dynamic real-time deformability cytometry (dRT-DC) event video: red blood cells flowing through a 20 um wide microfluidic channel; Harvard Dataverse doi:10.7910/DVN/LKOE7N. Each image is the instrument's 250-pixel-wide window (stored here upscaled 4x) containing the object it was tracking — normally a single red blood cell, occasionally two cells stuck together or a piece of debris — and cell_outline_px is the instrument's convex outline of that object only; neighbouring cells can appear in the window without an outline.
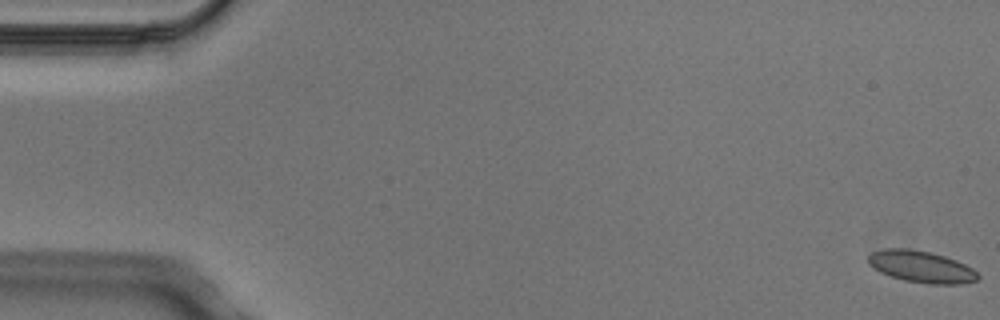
{"species": "Egyptian fruit bat (a non-hibernating species)", "species_latin": "Rousettus aegyptiacus", "temperature_condition": "cold", "stored_images_in_passage": 5, "camera_frame_rate_fps": 3000, "um_per_image_px": 0.085, "animal": {"sex": "male"}, "frame": {"image": 1, "passage_image": 1, "time_ms": 0.0, "image_size_px": [1000, 320], "cell_outline_px": [[980, 276], [976, 280], [960, 284], [928, 284], [904, 280], [880, 272], [868, 264], [868, 256], [872, 252], [884, 248], [908, 248], [928, 252], [944, 256], [956, 260], [972, 268]], "centroid_in_image_um": [78.29, 22.67], "position_along_channel_um": 6.7, "area_um2": 20.17}}
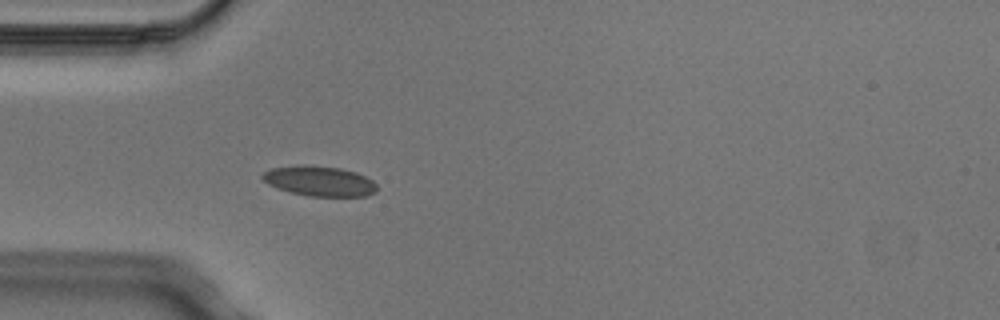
{"frame": {"image": 2, "passage_image": 5, "time_ms": 1.333, "image_size_px": [1000, 320], "cell_outline_px": [[376, 192], [364, 196], [308, 196], [276, 188], [268, 184], [260, 176], [264, 172], [272, 168], [304, 164], [340, 168], [356, 172], [372, 180], [376, 184]], "centroid_in_image_um": [27.14, 15.38], "position_along_channel_um": 57.9, "area_um2": 20.0}}